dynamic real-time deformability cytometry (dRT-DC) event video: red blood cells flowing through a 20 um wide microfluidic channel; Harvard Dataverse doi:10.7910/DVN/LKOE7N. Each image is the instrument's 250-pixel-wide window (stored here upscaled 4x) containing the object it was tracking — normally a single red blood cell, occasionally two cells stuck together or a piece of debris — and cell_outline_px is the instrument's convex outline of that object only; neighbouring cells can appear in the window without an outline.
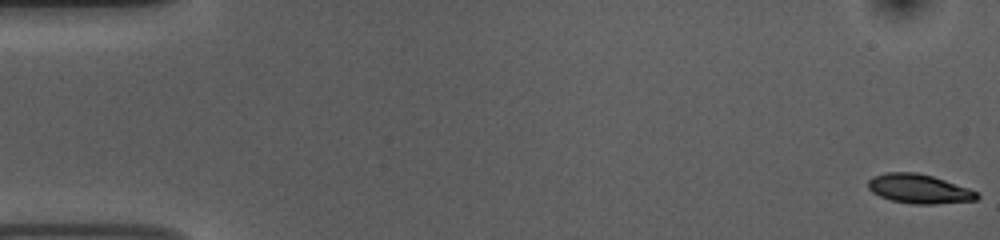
{"species": "common noctule bat (a hibernating species)", "species_latin": "Nyctalus noctula", "temperature_condition": "room temperature", "stored_images_in_passage": 54, "camera_frame_rate_fps": 3000, "um_per_image_px": 0.085, "animal": {"sex": "female", "body_mass_g": 10.0, "forearm_length_mm": 53.1}, "frame": {"image": 1, "passage_image": 1, "time_ms": 0.0, "image_size_px": [1000, 240], "cell_outline_px": [[980, 196], [976, 200], [936, 204], [912, 204], [892, 200], [880, 196], [872, 192], [868, 188], [868, 180], [872, 176], [884, 172], [916, 172], [932, 176], [980, 192]], "centroid_in_image_um": [78.12, 16.05], "position_along_channel_um": 6.9, "area_um2": 18.61}}
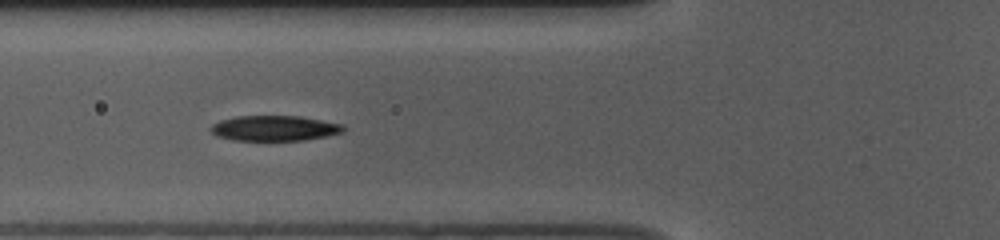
{"frame": {"image": 2, "passage_image": 20, "time_ms": 6.333, "image_size_px": [1000, 240], "cell_outline_px": [[348, 128], [344, 132], [304, 140], [232, 140], [216, 136], [208, 128], [212, 124], [220, 120], [236, 116], [300, 116], [344, 124]], "centroid_in_image_um": [23.34, 10.89], "position_along_channel_um": 102.5, "area_um2": 19.71}}
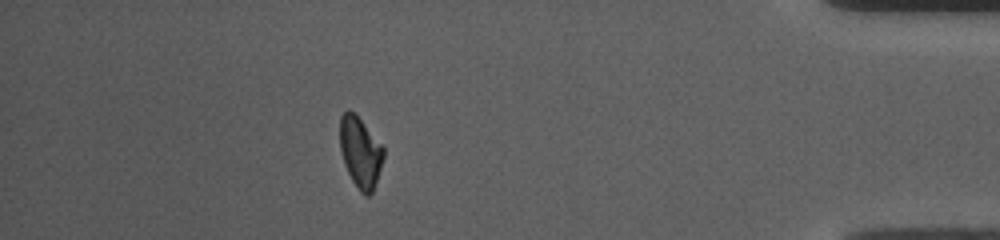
{"frame": {"image": 3, "passage_image": 48, "time_ms": 15.667, "image_size_px": [1000, 240], "cell_outline_px": [[384, 156], [372, 192], [368, 196], [364, 196], [360, 192], [352, 180], [344, 164], [340, 152], [340, 116], [348, 108], [360, 120], [384, 148]], "centroid_in_image_um": [30.6, 12.96], "position_along_channel_um": 404.6, "area_um2": 17.63}, "authors_computed_cell_mechanics": {"area_um2": 19.1607, "velocity_mm_per_s": 3.7345, "shape_relaxation_time_tau1_ms": 2.9039, "shape_relaxation_time_tau2_ms": 5.4818, "deformation_change_tau1": 0.1267, "deformation_change_tau2": 0.109}}